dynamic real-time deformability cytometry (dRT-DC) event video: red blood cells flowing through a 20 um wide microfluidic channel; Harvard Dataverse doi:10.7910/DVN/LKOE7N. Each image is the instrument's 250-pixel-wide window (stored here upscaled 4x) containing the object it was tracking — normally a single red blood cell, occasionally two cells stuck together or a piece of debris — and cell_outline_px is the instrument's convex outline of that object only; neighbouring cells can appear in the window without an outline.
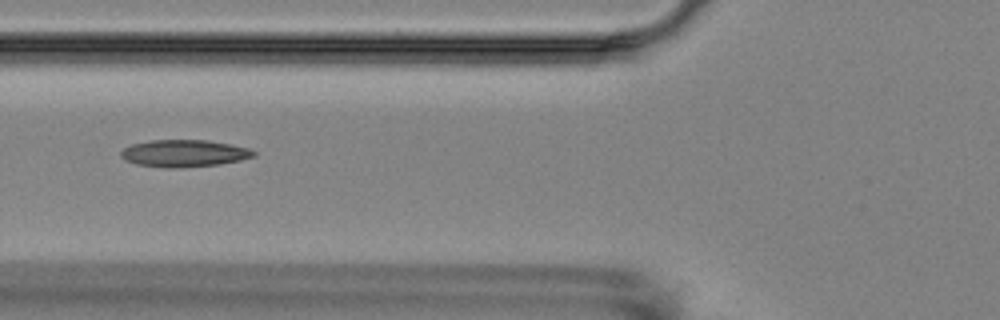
{"species": "Egyptian fruit bat (a non-hibernating species)", "species_latin": "Rousettus aegyptiacus", "temperature_condition": "room temperature", "stored_images_in_passage": 5, "camera_frame_rate_fps": 3000, "um_per_image_px": 0.085, "animal": {"sex": "female"}, "frame": {"image": 1, "passage_image": 5, "time_ms": 5.333, "image_size_px": [1000, 320], "cell_outline_px": [[256, 156], [240, 160], [220, 164], [172, 168], [168, 168], [136, 164], [124, 160], [120, 156], [120, 152], [124, 148], [132, 144], [152, 140], [208, 140], [248, 148], [256, 152]], "centroid_in_image_um": [15.63, 13.03], "position_along_channel_um": 110.2, "area_um2": 20.87}}